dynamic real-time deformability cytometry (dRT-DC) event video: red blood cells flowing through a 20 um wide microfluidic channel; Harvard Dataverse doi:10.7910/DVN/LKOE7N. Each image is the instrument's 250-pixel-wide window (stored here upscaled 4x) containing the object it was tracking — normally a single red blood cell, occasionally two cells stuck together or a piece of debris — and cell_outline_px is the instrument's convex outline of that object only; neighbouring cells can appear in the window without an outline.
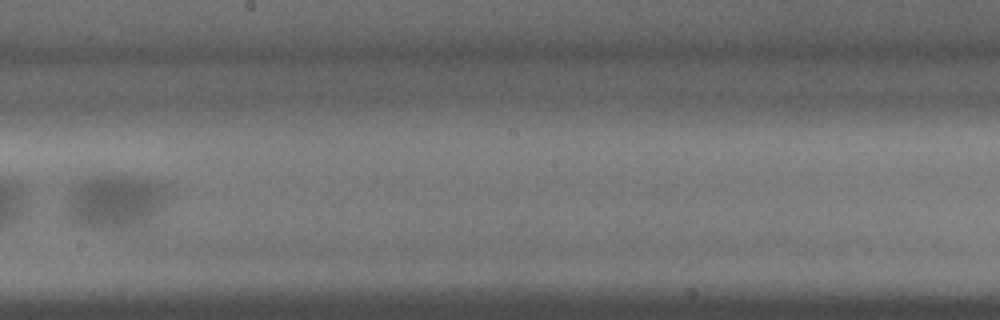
{"species": "common noctule bat (a hibernating species)", "species_latin": "Nyctalus noctula", "temperature_condition": "warm", "stored_images_in_passage": 35, "camera_frame_rate_fps": 3000, "um_per_image_px": 0.085, "animal": {"sex": "male", "body_mass_g": 15.6}, "frame": {"image": 1, "passage_image": 20, "time_ms": 6.333, "image_size_px": [1000, 320], "cell_outline_px": [[172, 192], [164, 204], [144, 224], [132, 228], [88, 228], [72, 224], [64, 220], [60, 212], [68, 188], [72, 184], [88, 176], [132, 176], [160, 180], [172, 184]], "centroid_in_image_um": [9.69, 17.11], "position_along_channel_um": 238.5, "area_um2": 34.16}}
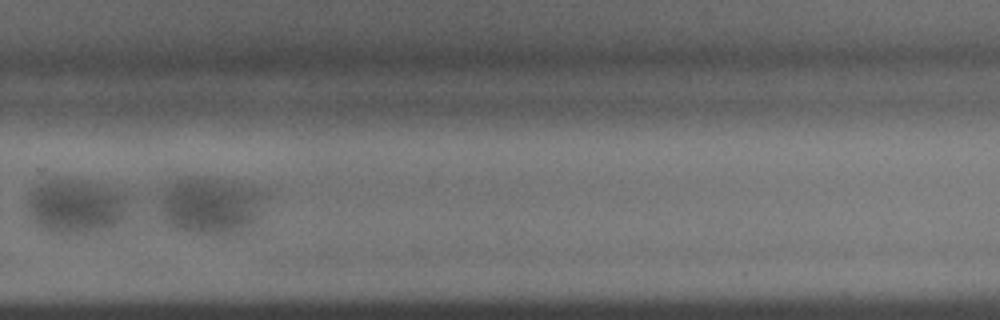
{"frame": {"image": 2, "passage_image": 24, "time_ms": 7.667, "image_size_px": [1000, 320], "cell_outline_px": [[264, 188], [256, 216], [252, 224], [236, 232], [192, 232], [168, 228], [164, 224], [160, 204], [160, 196], [172, 184], [180, 180], [220, 180]], "centroid_in_image_um": [17.84, 17.5], "position_along_channel_um": 312.0, "area_um2": 33.23}}